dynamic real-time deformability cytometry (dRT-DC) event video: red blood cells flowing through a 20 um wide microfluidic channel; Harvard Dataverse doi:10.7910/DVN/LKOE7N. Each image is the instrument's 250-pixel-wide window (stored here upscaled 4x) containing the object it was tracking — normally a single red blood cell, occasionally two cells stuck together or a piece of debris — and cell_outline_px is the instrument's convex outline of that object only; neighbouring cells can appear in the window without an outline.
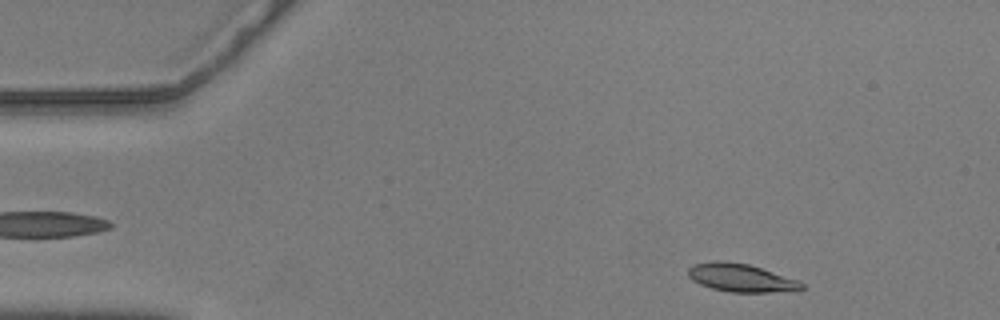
{"species": "common noctule bat (a hibernating species)", "species_latin": "Nyctalus noctula", "temperature_condition": "warm", "stored_images_in_passage": 49, "camera_frame_rate_fps": 3000, "um_per_image_px": 0.085, "animal": {"sex": "male", "body_mass_g": 20.5, "forearm_length_mm": 52.5}, "frame": {"image": 1, "passage_image": 4, "time_ms": 1.0, "image_size_px": [1000, 320], "cell_outline_px": [[804, 288], [796, 292], [732, 292], [712, 288], [700, 284], [692, 280], [688, 276], [688, 268], [696, 264], [716, 260], [720, 260], [748, 264], [796, 280], [804, 284]], "centroid_in_image_um": [62.99, 23.63], "position_along_channel_um": 22.0, "area_um2": 18.44}}
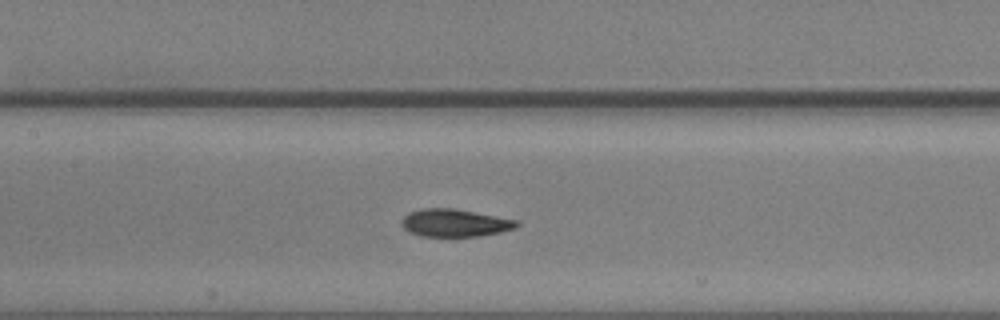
{"frame": {"image": 2, "passage_image": 23, "time_ms": 7.333, "image_size_px": [1000, 320], "cell_outline_px": [[520, 224], [516, 228], [500, 232], [480, 236], [420, 236], [408, 232], [400, 224], [404, 216], [420, 208], [452, 208], [520, 220]], "centroid_in_image_um": [38.68, 18.95], "position_along_channel_um": 168.7, "area_um2": 18.61}}
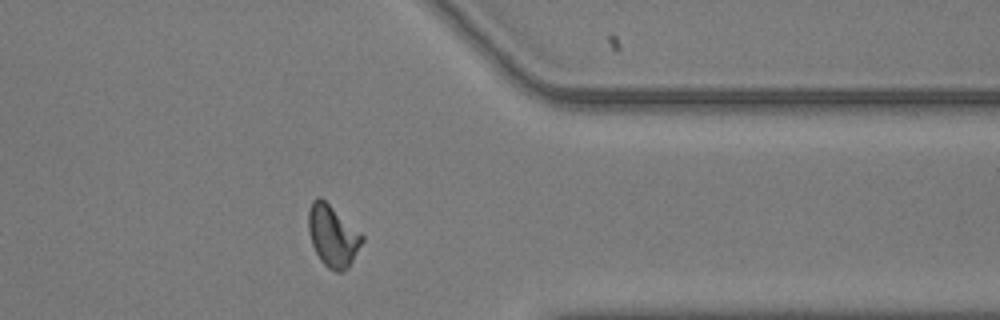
{"frame": {"image": 3, "passage_image": 42, "time_ms": 13.667, "image_size_px": [1000, 320], "cell_outline_px": [[364, 240], [348, 268], [344, 272], [336, 272], [328, 268], [320, 260], [312, 244], [308, 228], [308, 208], [312, 200], [316, 196], [320, 196], [360, 232], [364, 236]], "centroid_in_image_um": [28.27, 20.05], "position_along_channel_um": 383.1, "area_um2": 19.25}}